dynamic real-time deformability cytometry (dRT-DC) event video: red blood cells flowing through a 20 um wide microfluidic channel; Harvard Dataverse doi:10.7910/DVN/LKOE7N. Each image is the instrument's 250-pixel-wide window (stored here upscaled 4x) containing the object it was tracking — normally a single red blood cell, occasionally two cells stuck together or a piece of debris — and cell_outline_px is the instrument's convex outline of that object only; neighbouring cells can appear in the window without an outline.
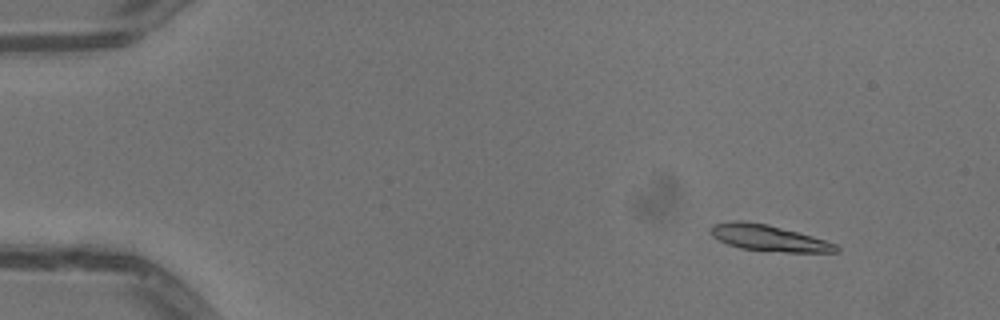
{"species": "common noctule bat (a hibernating species)", "species_latin": "Nyctalus noctula", "temperature_condition": "warm", "stored_images_in_passage": 52, "camera_frame_rate_fps": 3000, "um_per_image_px": 0.085, "animal": {"sex": "male", "body_mass_g": 13.3}, "frame": {"image": 1, "passage_image": 6, "time_ms": 1.667, "image_size_px": [1000, 320], "cell_outline_px": [[840, 252], [784, 252], [740, 248], [728, 244], [712, 236], [708, 232], [708, 228], [712, 224], [732, 220], [744, 220], [768, 224], [812, 236], [836, 244], [840, 248]], "centroid_in_image_um": [65.29, 20.21], "position_along_channel_um": 19.7, "area_um2": 19.25}}
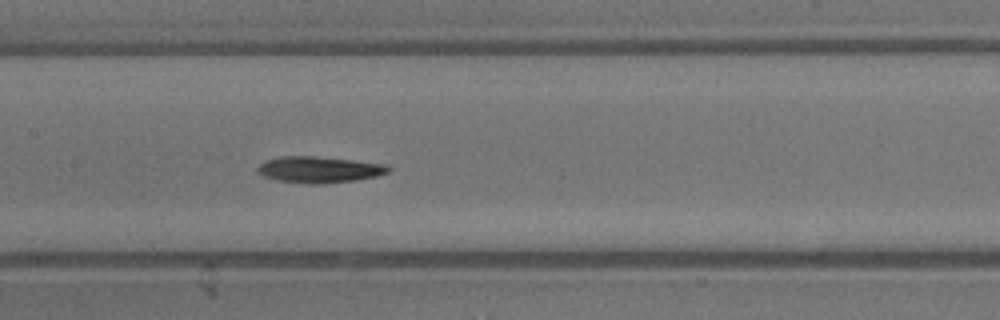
{"frame": {"image": 2, "passage_image": 26, "time_ms": 8.333, "image_size_px": [1000, 320], "cell_outline_px": [[392, 168], [388, 172], [376, 176], [356, 180], [324, 184], [308, 184], [276, 180], [264, 176], [256, 172], [256, 168], [264, 160], [280, 156], [312, 156], [352, 160], [388, 164]], "centroid_in_image_um": [27.11, 14.42], "position_along_channel_um": 180.3, "area_um2": 20.23}}
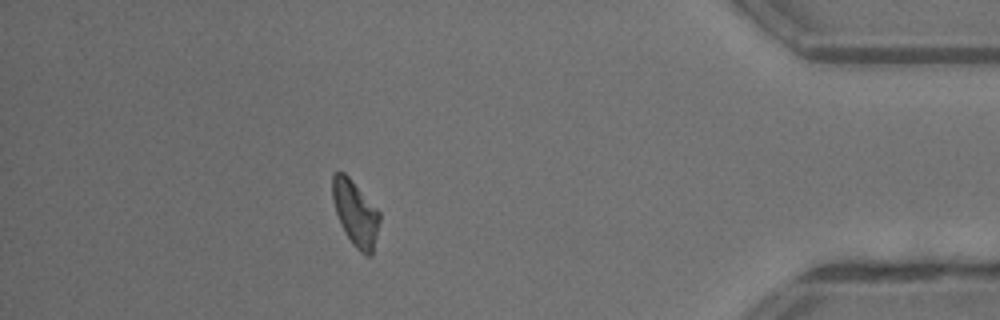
{"frame": {"image": 3, "passage_image": 46, "time_ms": 15.0, "image_size_px": [1000, 320], "cell_outline_px": [[380, 220], [372, 256], [364, 256], [352, 244], [344, 232], [336, 212], [332, 200], [332, 172], [344, 172], [352, 180], [380, 212]], "centroid_in_image_um": [30.21, 18.14], "position_along_channel_um": 405.0, "area_um2": 18.03}, "authors_computed_cell_mechanics": {"area_um2": 19.0162, "velocity_mm_per_s": 4.05, "shape_relaxation_time_tau1_ms": 4.53, "shape_relaxation_time_tau2_ms": null, "deformation_change_tau1": 0.1499, "deformation_change_tau2": null}}